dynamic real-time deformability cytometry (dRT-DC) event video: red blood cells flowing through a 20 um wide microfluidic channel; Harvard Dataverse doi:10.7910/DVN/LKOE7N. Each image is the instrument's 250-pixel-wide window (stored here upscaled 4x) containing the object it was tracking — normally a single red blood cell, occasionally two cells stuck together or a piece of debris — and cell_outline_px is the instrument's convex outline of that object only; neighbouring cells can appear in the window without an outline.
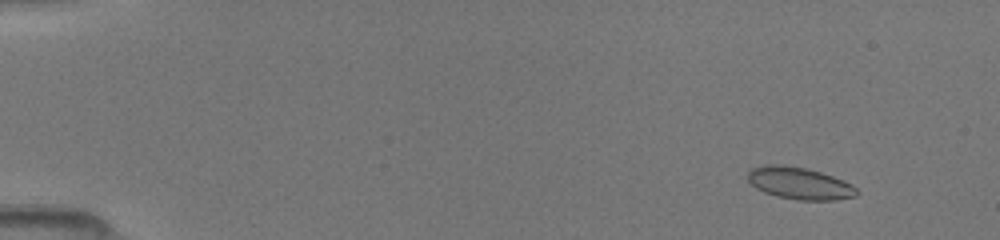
{"species": "common noctule bat (a hibernating species)", "species_latin": "Nyctalus noctula", "temperature_condition": "room temperature", "stored_images_in_passage": 50, "camera_frame_rate_fps": 3000, "um_per_image_px": 0.085, "animal": {"sex": "female", "body_mass_g": 19.5, "forearm_length_mm": 54.1}, "frame": {"image": 1, "passage_image": 5, "time_ms": 1.333, "image_size_px": [1000, 240], "cell_outline_px": [[860, 192], [856, 196], [836, 200], [796, 200], [776, 196], [764, 192], [756, 188], [748, 180], [748, 172], [752, 168], [764, 164], [780, 164], [804, 168], [820, 172], [844, 180], [852, 184]], "centroid_in_image_um": [67.97, 15.58], "position_along_channel_um": 17.0, "area_um2": 20.46}}
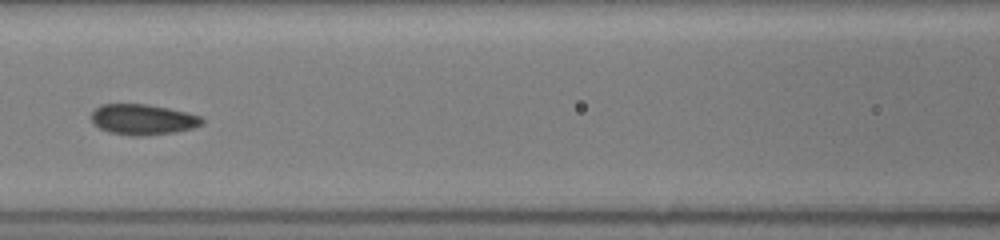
{"frame": {"image": 2, "passage_image": 24, "time_ms": 7.667, "image_size_px": [1000, 240], "cell_outline_px": [[204, 124], [192, 128], [172, 132], [140, 136], [132, 136], [108, 132], [92, 124], [92, 112], [100, 104], [148, 104], [168, 108], [200, 116], [204, 120]], "centroid_in_image_um": [12.11, 10.15], "position_along_channel_um": 154.5, "area_um2": 19.65}}
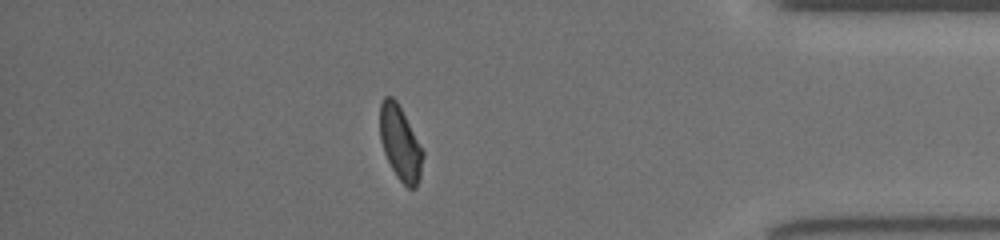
{"frame": {"image": 3, "passage_image": 44, "time_ms": 14.333, "image_size_px": [1000, 240], "cell_outline_px": [[424, 156], [420, 176], [416, 188], [408, 188], [396, 176], [384, 152], [380, 140], [380, 104], [384, 96], [392, 96], [396, 100], [424, 152]], "centroid_in_image_um": [34.01, 12.18], "position_along_channel_um": 401.2, "area_um2": 18.38}}